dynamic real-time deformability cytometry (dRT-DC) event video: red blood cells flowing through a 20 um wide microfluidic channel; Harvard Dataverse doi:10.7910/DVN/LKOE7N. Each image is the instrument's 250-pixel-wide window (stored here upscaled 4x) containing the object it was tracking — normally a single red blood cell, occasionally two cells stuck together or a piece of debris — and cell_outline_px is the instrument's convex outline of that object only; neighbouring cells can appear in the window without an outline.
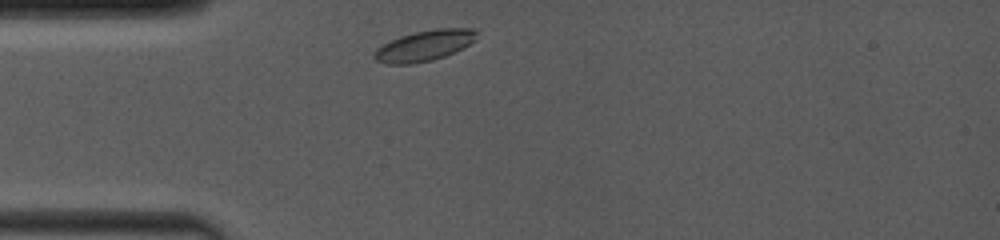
{"species": "common noctule bat (a hibernating species)", "species_latin": "Nyctalus noctula", "temperature_condition": "room temperature", "stored_images_in_passage": 4, "camera_frame_rate_fps": 4000, "um_per_image_px": 0.085, "animal": {"sex": "female", "body_mass_g": 19.0, "forearm_length_mm": 53.3}, "frame": {"image": 1, "passage_image": 1, "time_ms": 0.0, "image_size_px": [1000, 240], "cell_outline_px": [[476, 40], [464, 48], [444, 56], [432, 60], [412, 64], [388, 64], [376, 60], [372, 56], [376, 48], [400, 36], [432, 28], [476, 28]], "centroid_in_image_um": [36.1, 3.87], "position_along_channel_um": 48.9, "area_um2": 18.38}}
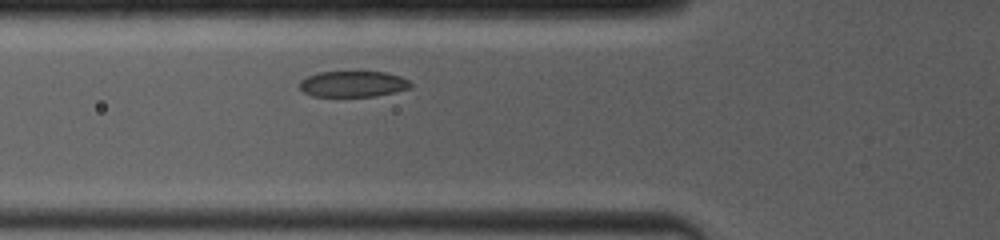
{"frame": {"image": 2, "passage_image": 4, "time_ms": 1.5, "image_size_px": [1000, 240], "cell_outline_px": [[412, 88], [396, 92], [372, 96], [312, 96], [304, 92], [300, 88], [300, 80], [308, 76], [320, 72], [384, 72], [400, 76], [408, 80], [412, 84]], "centroid_in_image_um": [30.03, 7.14], "position_along_channel_um": 95.8, "area_um2": 16.7}}